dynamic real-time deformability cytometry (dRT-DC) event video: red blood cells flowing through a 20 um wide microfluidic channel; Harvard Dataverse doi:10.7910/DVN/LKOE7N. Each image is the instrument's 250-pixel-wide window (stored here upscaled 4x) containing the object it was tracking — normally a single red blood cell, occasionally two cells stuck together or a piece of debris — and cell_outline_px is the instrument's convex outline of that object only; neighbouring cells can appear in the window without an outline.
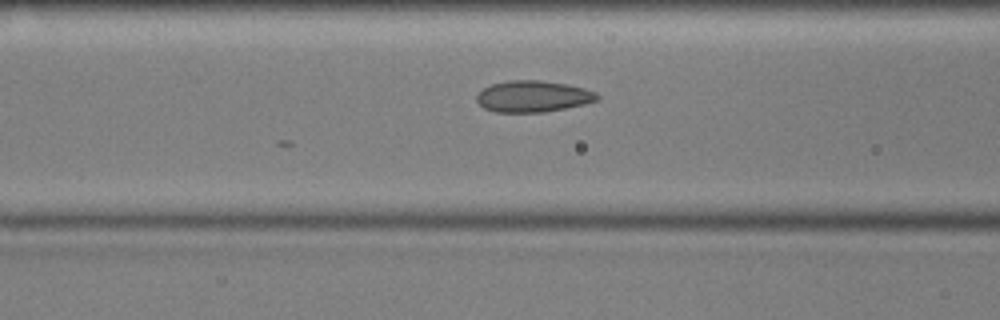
{"species": "common noctule bat (a hibernating species)", "species_latin": "Nyctalus noctula", "temperature_condition": "cold", "stored_images_in_passage": 17, "camera_frame_rate_fps": 3000, "um_per_image_px": 0.085, "animal": {"sex": "male", "body_mass_g": 17.9, "forearm_length_mm": 54.2}, "frame": {"image": 1, "passage_image": 5, "time_ms": 1.333, "image_size_px": [1000, 320], "cell_outline_px": [[600, 96], [596, 100], [584, 104], [544, 112], [496, 112], [484, 108], [476, 100], [476, 96], [484, 88], [492, 84], [508, 80], [540, 80], [568, 84], [584, 88], [596, 92]], "centroid_in_image_um": [45.31, 8.18], "position_along_channel_um": 121.3, "area_um2": 21.96}}
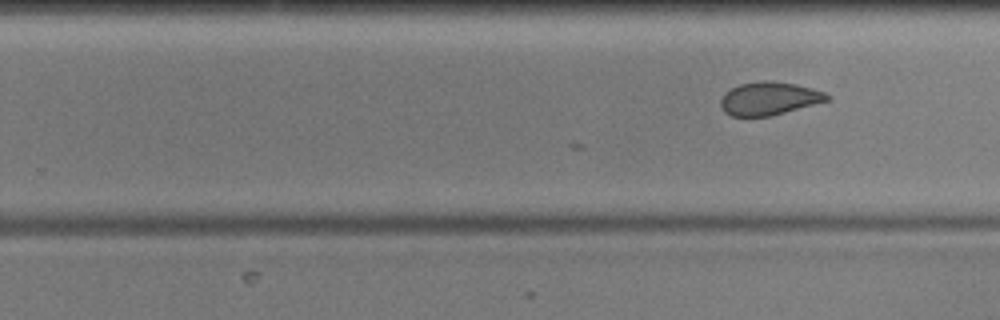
{"frame": {"image": 2, "passage_image": 17, "time_ms": 5.333, "image_size_px": [1000, 320], "cell_outline_px": [[832, 100], [772, 116], [732, 116], [724, 112], [720, 104], [720, 100], [724, 92], [740, 84], [764, 80], [796, 84], [812, 88], [824, 92], [832, 96]], "centroid_in_image_um": [65.41, 8.38], "position_along_channel_um": 264.4, "area_um2": 20.75}}